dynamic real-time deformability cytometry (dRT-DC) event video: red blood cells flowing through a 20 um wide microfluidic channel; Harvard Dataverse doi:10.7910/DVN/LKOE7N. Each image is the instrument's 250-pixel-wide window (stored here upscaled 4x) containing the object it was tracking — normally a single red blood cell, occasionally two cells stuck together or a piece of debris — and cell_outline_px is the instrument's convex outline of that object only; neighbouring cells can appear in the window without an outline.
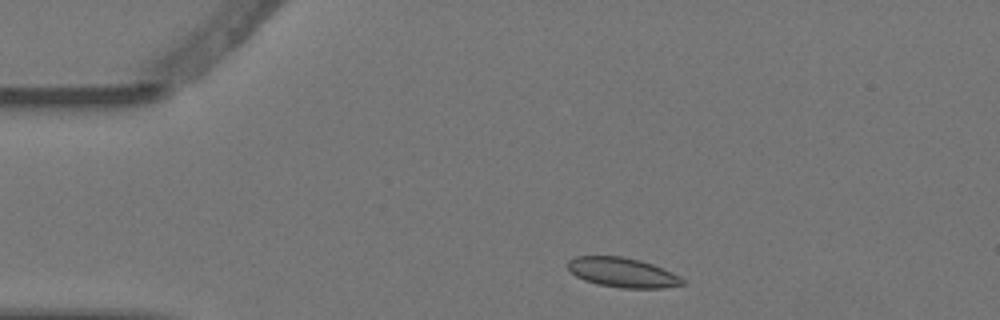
{"species": "Egyptian fruit bat (a non-hibernating species)", "species_latin": "Rousettus aegyptiacus", "temperature_condition": "warm", "stored_images_in_passage": 3, "camera_frame_rate_fps": 3000, "um_per_image_px": 0.085, "animal": {"sex": "female"}, "frame": {"image": 1, "passage_image": 1, "time_ms": 0.0, "image_size_px": [1000, 320], "cell_outline_px": [[684, 284], [664, 288], [624, 288], [596, 284], [584, 280], [576, 276], [564, 264], [568, 260], [576, 256], [624, 256], [640, 260], [652, 264], [672, 272], [684, 280]], "centroid_in_image_um": [52.87, 23.15], "position_along_channel_um": 32.1, "area_um2": 19.88}}
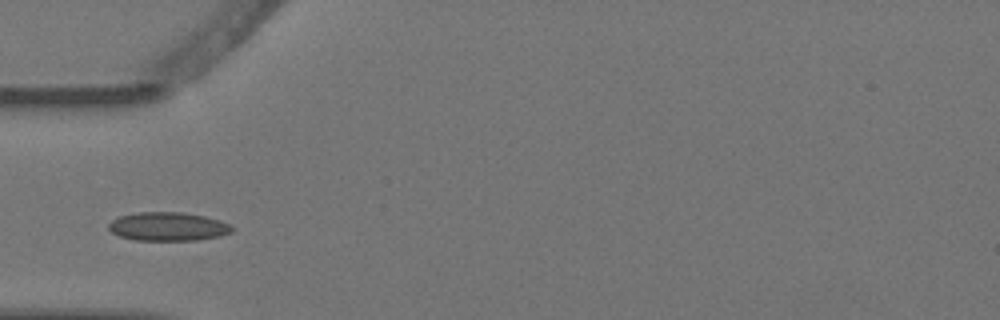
{"frame": {"image": 2, "passage_image": 3, "time_ms": 0.667, "image_size_px": [1000, 320], "cell_outline_px": [[232, 232], [220, 236], [196, 240], [136, 240], [120, 236], [112, 232], [108, 228], [108, 224], [112, 220], [120, 216], [136, 212], [184, 212], [204, 216], [220, 220], [228, 224], [232, 228]], "centroid_in_image_um": [14.27, 19.25], "position_along_channel_um": 70.7, "area_um2": 20.52}}